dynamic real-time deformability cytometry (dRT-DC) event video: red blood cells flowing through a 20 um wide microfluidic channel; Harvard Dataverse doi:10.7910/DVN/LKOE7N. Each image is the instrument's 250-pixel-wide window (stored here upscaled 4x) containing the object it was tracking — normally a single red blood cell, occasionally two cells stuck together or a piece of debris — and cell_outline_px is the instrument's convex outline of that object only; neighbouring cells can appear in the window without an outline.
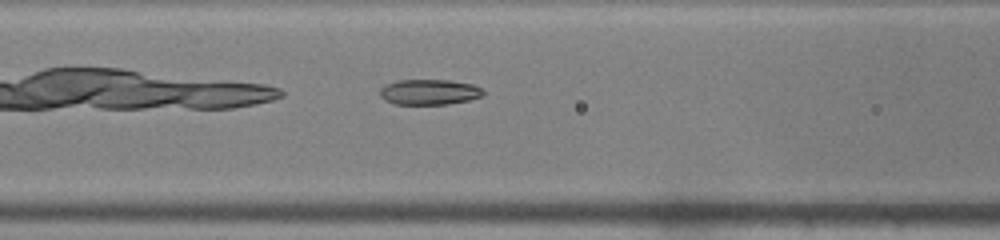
{"species": "common noctule bat (a hibernating species)", "species_latin": "Nyctalus noctula", "temperature_condition": "warm", "stored_images_in_passage": 31, "camera_frame_rate_fps": 3000, "um_per_image_px": 0.085, "animal": {"sex": "male", "body_mass_g": 19.0, "forearm_length_mm": 50.8}, "frame": {"image": 1, "passage_image": 6, "time_ms": 1.667, "image_size_px": [1000, 240], "cell_outline_px": [[484, 92], [480, 96], [468, 100], [448, 104], [396, 104], [384, 100], [380, 96], [380, 88], [396, 80], [448, 80], [472, 84], [480, 88]], "centroid_in_image_um": [36.45, 7.82], "position_along_channel_um": 130.2, "area_um2": 15.14}}
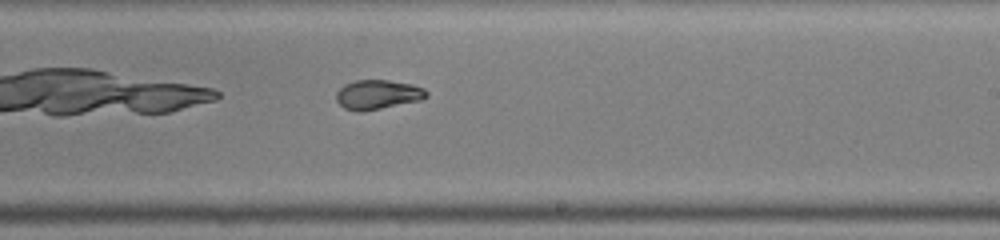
{"frame": {"image": 2, "passage_image": 15, "time_ms": 4.667, "image_size_px": [1000, 240], "cell_outline_px": [[428, 96], [420, 100], [360, 112], [356, 112], [344, 108], [336, 100], [336, 92], [344, 84], [356, 80], [388, 80], [412, 84], [424, 88], [428, 92]], "centroid_in_image_um": [32.09, 8.03], "position_along_channel_um": 256.9, "area_um2": 15.43}}
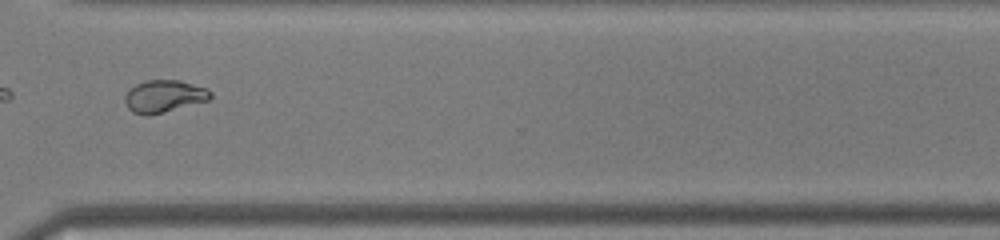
{"frame": {"image": 3, "passage_image": 22, "time_ms": 7.0, "image_size_px": [1000, 240], "cell_outline_px": [[212, 96], [208, 100], [148, 116], [144, 116], [132, 112], [128, 108], [124, 100], [124, 96], [136, 84], [144, 80], [180, 80], [208, 88], [212, 92]], "centroid_in_image_um": [13.94, 8.18], "position_along_channel_um": 356.7, "area_um2": 16.13}, "authors_computed_cell_mechanics": {"area_um2": 15.606, "velocity_mm_per_s": 4.2381, "shape_relaxation_time_tau1_ms": 8.0282, "shape_relaxation_time_tau2_ms": 3.1709, "deformation_change_tau1": 0.2548, "deformation_change_tau2": 0.0294}}